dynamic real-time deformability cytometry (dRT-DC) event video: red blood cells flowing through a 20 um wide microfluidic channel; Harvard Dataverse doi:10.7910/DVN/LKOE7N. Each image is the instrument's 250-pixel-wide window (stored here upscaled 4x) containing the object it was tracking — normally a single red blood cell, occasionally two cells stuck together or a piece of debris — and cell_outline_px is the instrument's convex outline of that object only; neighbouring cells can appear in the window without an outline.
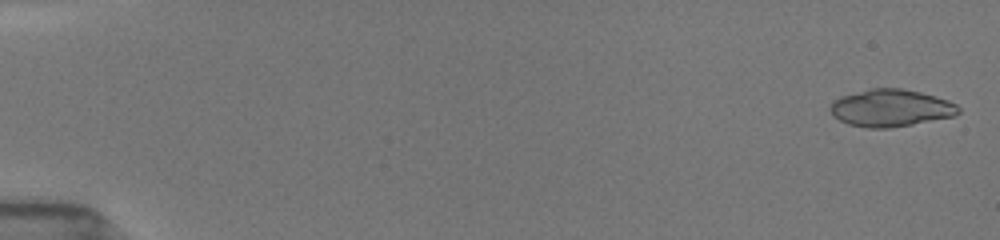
{"species": "common noctule bat (a hibernating species)", "species_latin": "Nyctalus noctula", "temperature_condition": "room temperature", "stored_images_in_passage": 97, "segment_of_instrument_passage": [1, 2], "camera_frame_rate_fps": 3000, "um_per_image_px": 0.085, "animal": {"sex": "female", "body_mass_g": 19.5, "forearm_length_mm": 54.1}, "frame": {"image": 1, "passage_image": 4, "time_ms": 0.333, "image_size_px": [1000, 240], "cell_outline_px": [[960, 112], [956, 116], [912, 124], [888, 128], [868, 128], [848, 124], [832, 116], [828, 108], [832, 100], [840, 96], [868, 88], [900, 88], [920, 92], [936, 96], [948, 100], [956, 104], [960, 108]], "centroid_in_image_um": [75.69, 9.17], "position_along_channel_um": 9.3, "area_um2": 28.15}}
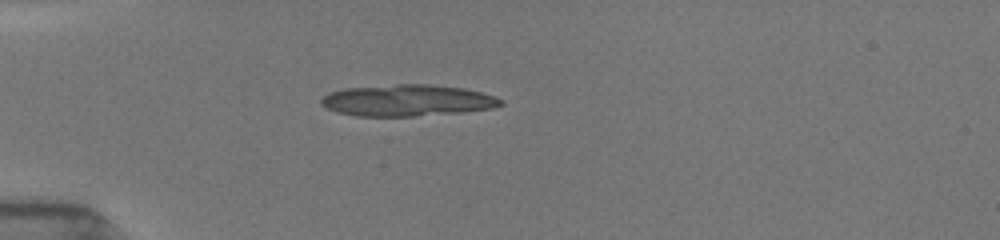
{"frame": {"image": 2, "passage_image": 31, "time_ms": 5.0, "image_size_px": [1000, 240], "cell_outline_px": [[504, 104], [492, 108], [460, 112], [412, 116], [356, 116], [336, 112], [320, 104], [320, 100], [328, 92], [344, 88], [396, 84], [428, 84], [464, 88], [496, 96], [504, 100]], "centroid_in_image_um": [34.61, 8.53], "position_along_channel_um": 50.4, "area_um2": 33.06}}